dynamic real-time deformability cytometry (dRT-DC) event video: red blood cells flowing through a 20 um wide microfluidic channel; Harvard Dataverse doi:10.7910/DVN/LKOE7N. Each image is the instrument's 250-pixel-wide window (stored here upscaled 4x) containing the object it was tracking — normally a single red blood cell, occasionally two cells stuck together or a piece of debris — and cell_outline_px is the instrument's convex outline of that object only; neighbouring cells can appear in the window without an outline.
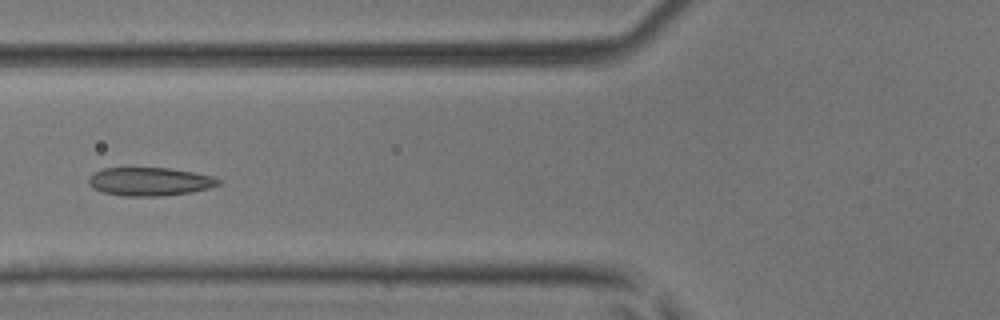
{"species": "common noctule bat (a hibernating species)", "species_latin": "Nyctalus noctula", "temperature_condition": "room temperature", "stored_images_in_passage": 6, "camera_frame_rate_fps": 3000, "um_per_image_px": 0.085, "animal": {"sex": "male", "body_mass_g": 17.9, "forearm_length_mm": 54.2}, "frame": {"image": 1, "passage_image": 5, "time_ms": 1.333, "image_size_px": [1000, 320], "cell_outline_px": [[220, 184], [208, 188], [188, 192], [160, 196], [124, 196], [104, 192], [92, 188], [88, 184], [88, 176], [92, 172], [104, 168], [168, 168], [192, 172], [212, 176], [220, 180]], "centroid_in_image_um": [12.66, 15.43], "position_along_channel_um": 113.1, "area_um2": 21.33}}
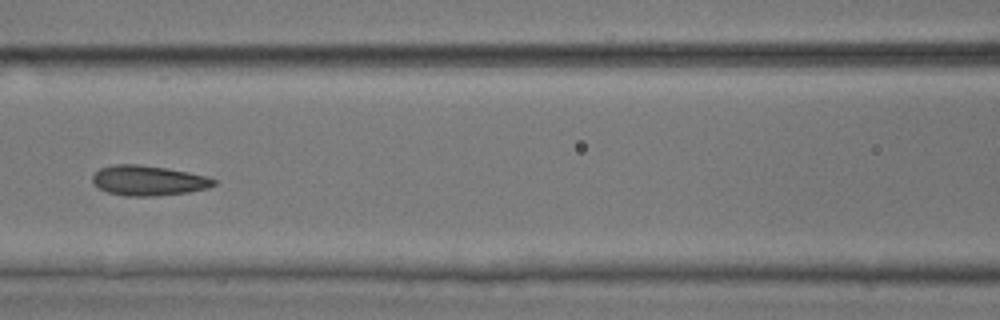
{"frame": {"image": 2, "passage_image": 6, "time_ms": 1.667, "image_size_px": [1000, 320], "cell_outline_px": [[216, 184], [208, 188], [188, 192], [152, 196], [124, 196], [108, 192], [100, 188], [92, 180], [92, 176], [100, 168], [116, 164], [136, 164], [164, 168], [188, 172], [204, 176], [216, 180]], "centroid_in_image_um": [12.6, 15.35], "position_along_channel_um": 154.0, "area_um2": 20.92}}